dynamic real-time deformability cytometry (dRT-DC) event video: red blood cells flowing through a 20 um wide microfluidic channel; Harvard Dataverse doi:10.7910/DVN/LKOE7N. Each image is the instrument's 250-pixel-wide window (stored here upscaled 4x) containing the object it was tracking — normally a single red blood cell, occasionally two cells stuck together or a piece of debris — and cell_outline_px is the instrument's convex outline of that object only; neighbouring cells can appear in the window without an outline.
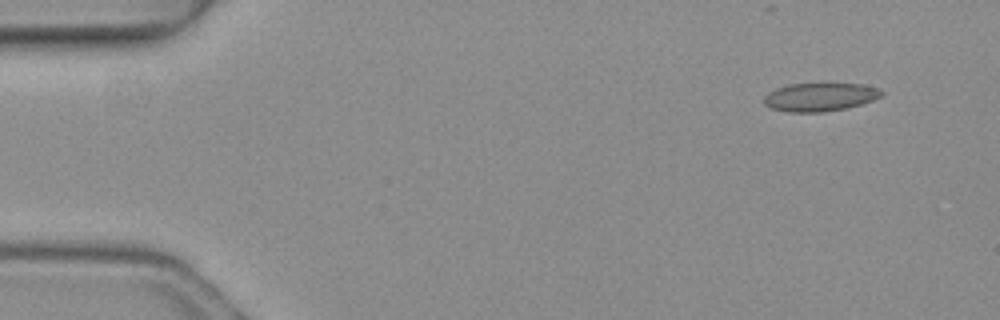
{"species": "common noctule bat (a hibernating species)", "species_latin": "Nyctalus noctula", "temperature_condition": "warm", "stored_images_in_passage": 3, "camera_frame_rate_fps": 3000, "um_per_image_px": 0.085, "animal": {"sex": "female", "body_mass_g": 19.3, "forearm_length_mm": 54.1}, "frame": {"image": 1, "passage_image": 1, "time_ms": 0.0, "image_size_px": [1000, 320], "cell_outline_px": [[884, 92], [880, 96], [872, 100], [848, 108], [824, 112], [788, 112], [772, 108], [764, 104], [764, 96], [768, 92], [776, 88], [788, 84], [860, 84], [876, 88]], "centroid_in_image_um": [69.65, 8.25], "position_along_channel_um": 15.3, "area_um2": 19.25}}